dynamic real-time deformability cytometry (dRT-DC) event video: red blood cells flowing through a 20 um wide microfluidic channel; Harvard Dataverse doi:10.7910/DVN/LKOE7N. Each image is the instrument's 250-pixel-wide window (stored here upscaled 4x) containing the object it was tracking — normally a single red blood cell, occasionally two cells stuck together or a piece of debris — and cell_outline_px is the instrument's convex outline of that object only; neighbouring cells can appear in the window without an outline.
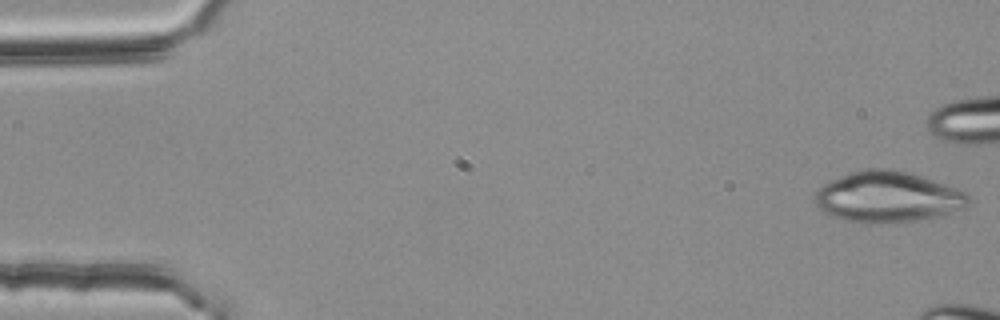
{"species": "common noctule bat (a hibernating species)", "species_latin": "Nyctalus noctula", "temperature_condition": "room temperature", "stored_images_in_passage": 11, "camera_frame_rate_fps": 3000, "um_per_image_px": 0.085, "animal": {"sex": "female", "body_mass_g": 25.1}, "frame": {"image": 1, "passage_image": 1, "time_ms": 0.0, "image_size_px": [1000, 320], "cell_outline_px": [[968, 204], [964, 208], [936, 216], [916, 220], [864, 224], [848, 220], [824, 212], [816, 204], [816, 192], [824, 184], [840, 176], [852, 172], [868, 168], [888, 168], [908, 172], [936, 180], [960, 188], [968, 192]], "centroid_in_image_um": [75.51, 16.72], "position_along_channel_um": 9.5, "area_um2": 45.14}}